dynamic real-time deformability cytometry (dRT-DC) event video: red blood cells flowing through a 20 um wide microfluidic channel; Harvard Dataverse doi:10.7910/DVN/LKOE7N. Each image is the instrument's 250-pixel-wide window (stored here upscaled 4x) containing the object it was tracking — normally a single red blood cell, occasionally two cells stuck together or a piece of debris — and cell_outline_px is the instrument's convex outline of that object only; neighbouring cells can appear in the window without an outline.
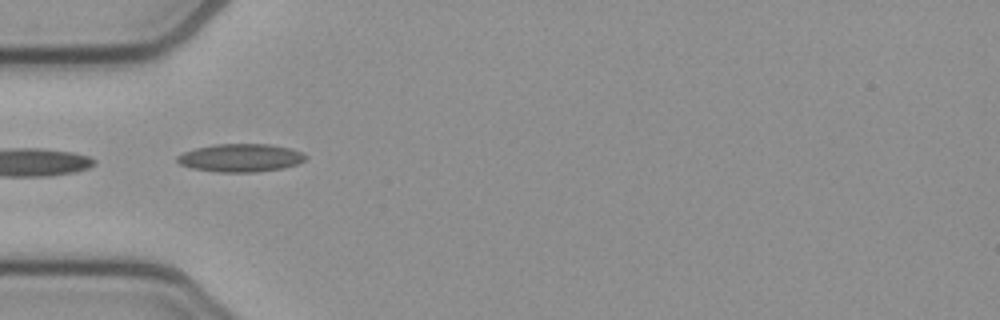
{"species": "common noctule bat (a hibernating species)", "species_latin": "Nyctalus noctula", "temperature_condition": "cold", "stored_images_in_passage": 4, "camera_frame_rate_fps": 3000, "um_per_image_px": 0.085, "animal": {"sex": "female", "body_mass_g": 21.9}, "frame": {"image": 1, "passage_image": 1, "time_ms": 0.0, "image_size_px": [1000, 320], "cell_outline_px": [[308, 156], [304, 160], [296, 164], [284, 168], [256, 172], [216, 172], [192, 168], [180, 164], [176, 160], [176, 156], [184, 152], [196, 148], [216, 144], [268, 144], [292, 148]], "centroid_in_image_um": [20.45, 13.42], "position_along_channel_um": 64.6, "area_um2": 20.98}}